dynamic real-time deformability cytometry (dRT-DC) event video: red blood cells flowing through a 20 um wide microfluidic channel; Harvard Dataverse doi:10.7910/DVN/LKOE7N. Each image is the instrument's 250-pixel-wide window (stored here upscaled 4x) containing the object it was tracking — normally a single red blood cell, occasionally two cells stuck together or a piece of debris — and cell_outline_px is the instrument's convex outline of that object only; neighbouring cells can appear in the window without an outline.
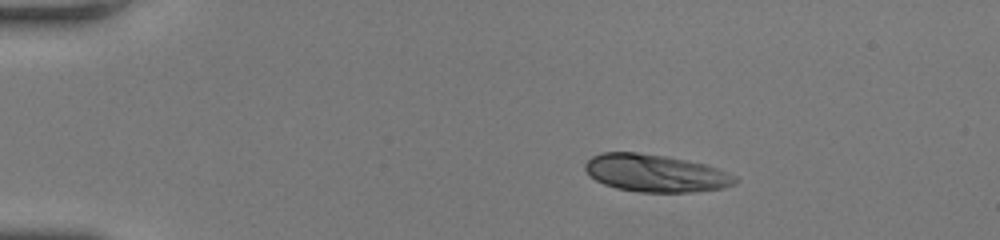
{"species": "human", "species_latin": "Homo sapiens", "temperature_condition": "room temperature", "stored_images_in_passage": 47, "camera_frame_rate_fps": 3000, "um_per_image_px": 0.085, "donor": {"sex": "female"}, "frame": {"image": 1, "passage_image": 1, "time_ms": 0.0, "image_size_px": [1000, 240], "cell_outline_px": [[740, 180], [724, 188], [696, 192], [640, 192], [616, 188], [604, 184], [596, 180], [584, 168], [584, 164], [592, 156], [600, 152], [636, 152], [668, 156], [704, 164], [716, 168], [736, 176]], "centroid_in_image_um": [55.72, 14.72], "position_along_channel_um": 29.3, "area_um2": 32.77}}
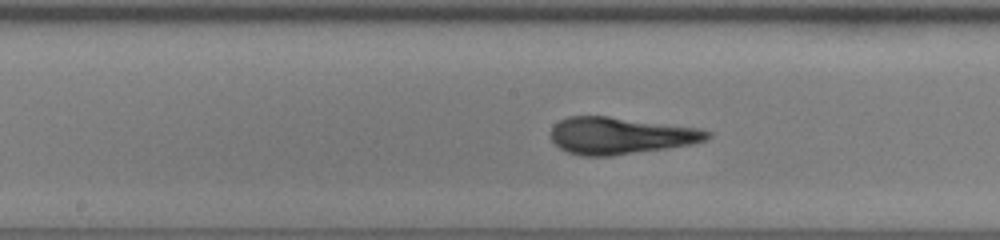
{"frame": {"image": 2, "passage_image": 21, "time_ms": 6.667, "image_size_px": [1000, 240], "cell_outline_px": [[712, 136], [708, 140], [692, 144], [668, 148], [612, 156], [580, 156], [568, 152], [560, 148], [552, 140], [552, 124], [568, 116], [608, 116], [700, 128], [712, 132]], "centroid_in_image_um": [52.76, 11.53], "position_along_channel_um": 195.4, "area_um2": 33.87}}
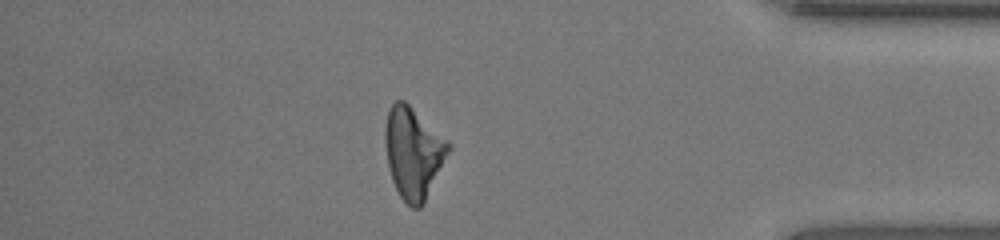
{"frame": {"image": 3, "passage_image": 40, "time_ms": 13.0, "image_size_px": [1000, 240], "cell_outline_px": [[452, 148], [424, 204], [420, 208], [412, 208], [400, 196], [392, 180], [388, 164], [384, 140], [384, 128], [388, 112], [392, 104], [396, 100], [404, 100], [448, 140], [452, 144]], "centroid_in_image_um": [35.15, 12.99], "position_along_channel_um": 400.1, "area_um2": 33.76}, "authors_computed_cell_mechanics": {"area_um2": 33.524, "velocity_mm_per_s": 3.7005, "shape_relaxation_time_tau1_ms": 4.5703, "shape_relaxation_time_tau2_ms": 1.1991, "deformation_change_tau1": 0.2114, "deformation_change_tau2": 0.0579}}